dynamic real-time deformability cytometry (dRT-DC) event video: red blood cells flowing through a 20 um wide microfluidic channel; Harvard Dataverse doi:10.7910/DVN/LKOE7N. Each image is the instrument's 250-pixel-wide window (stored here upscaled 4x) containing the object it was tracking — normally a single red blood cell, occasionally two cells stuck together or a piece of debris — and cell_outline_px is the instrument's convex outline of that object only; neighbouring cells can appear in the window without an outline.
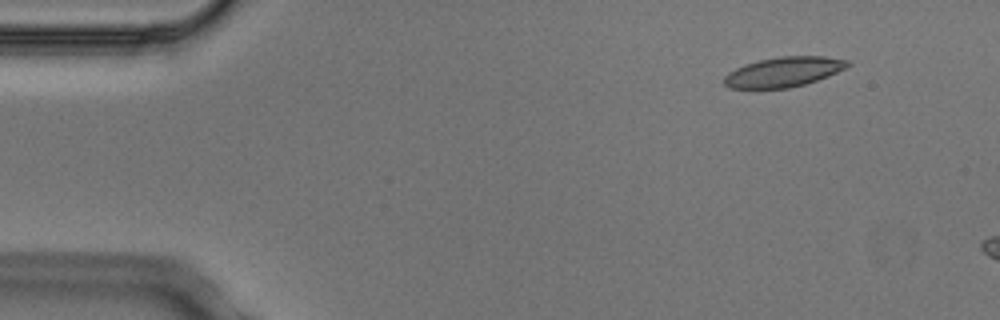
{"species": "Egyptian fruit bat (a non-hibernating species)", "species_latin": "Rousettus aegyptiacus", "temperature_condition": "cold", "stored_images_in_passage": 4, "camera_frame_rate_fps": 3000, "um_per_image_px": 0.085, "animal": {"sex": "male"}, "frame": {"image": 1, "passage_image": 2, "time_ms": 0.333, "image_size_px": [1000, 320], "cell_outline_px": [[852, 64], [828, 76], [804, 84], [788, 88], [728, 88], [724, 84], [724, 76], [728, 72], [744, 64], [760, 60], [780, 56], [824, 56], [848, 60]], "centroid_in_image_um": [66.59, 6.11], "position_along_channel_um": 18.4, "area_um2": 21.39}}